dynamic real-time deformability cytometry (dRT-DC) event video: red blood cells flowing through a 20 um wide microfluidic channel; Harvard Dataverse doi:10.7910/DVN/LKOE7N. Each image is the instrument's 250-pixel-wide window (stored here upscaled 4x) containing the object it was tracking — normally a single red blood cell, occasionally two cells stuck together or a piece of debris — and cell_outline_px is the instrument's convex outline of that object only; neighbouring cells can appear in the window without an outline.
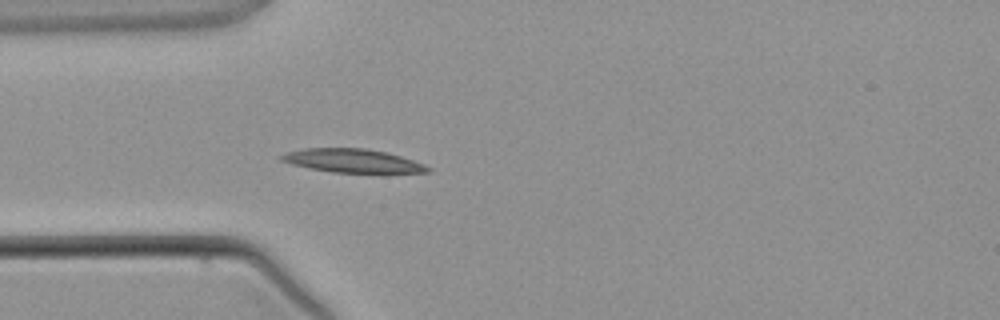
{"species": "common noctule bat (a hibernating species)", "species_latin": "Nyctalus noctula", "temperature_condition": "warm", "stored_images_in_passage": 3, "camera_frame_rate_fps": 3000, "um_per_image_px": 0.085, "animal": {"sex": "male", "body_mass_g": 21.5, "forearm_length_mm": 52.0}, "frame": {"image": 1, "passage_image": 3, "time_ms": 2.333, "image_size_px": [1000, 320], "cell_outline_px": [[432, 172], [380, 176], [332, 172], [308, 168], [292, 164], [280, 160], [280, 156], [288, 152], [304, 148], [364, 148], [388, 152], [424, 164], [432, 168]], "centroid_in_image_um": [30.13, 13.73], "position_along_channel_um": 54.9, "area_um2": 21.33}}